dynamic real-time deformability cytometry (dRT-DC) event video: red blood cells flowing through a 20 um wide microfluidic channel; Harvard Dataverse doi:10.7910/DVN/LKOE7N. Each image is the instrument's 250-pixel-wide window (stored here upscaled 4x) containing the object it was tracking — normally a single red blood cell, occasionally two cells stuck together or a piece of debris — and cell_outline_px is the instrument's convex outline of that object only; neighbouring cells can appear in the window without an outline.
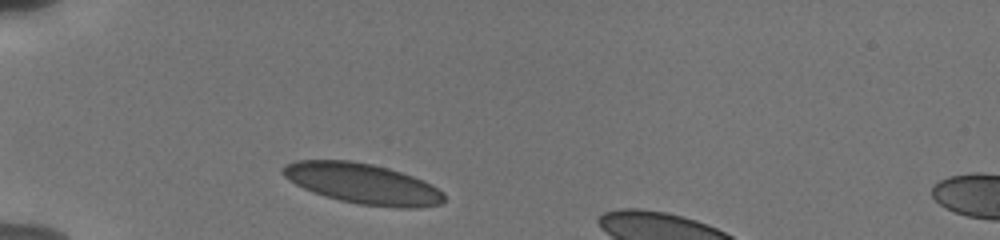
{"species": "human", "species_latin": "Homo sapiens", "temperature_condition": "cold", "stored_images_in_passage": 2, "camera_frame_rate_fps": 3000, "um_per_image_px": 0.085, "donor": {"sex": "male"}, "frame": {"image": 1, "passage_image": 1, "time_ms": 0.0, "image_size_px": [1000, 240], "cell_outline_px": [[444, 200], [440, 204], [416, 208], [400, 208], [360, 204], [340, 200], [324, 196], [312, 192], [288, 180], [280, 172], [280, 168], [284, 164], [296, 160], [348, 160], [372, 164], [388, 168], [412, 176], [432, 184], [444, 192]], "centroid_in_image_um": [30.8, 15.6], "position_along_channel_um": 54.2, "area_um2": 38.09}}